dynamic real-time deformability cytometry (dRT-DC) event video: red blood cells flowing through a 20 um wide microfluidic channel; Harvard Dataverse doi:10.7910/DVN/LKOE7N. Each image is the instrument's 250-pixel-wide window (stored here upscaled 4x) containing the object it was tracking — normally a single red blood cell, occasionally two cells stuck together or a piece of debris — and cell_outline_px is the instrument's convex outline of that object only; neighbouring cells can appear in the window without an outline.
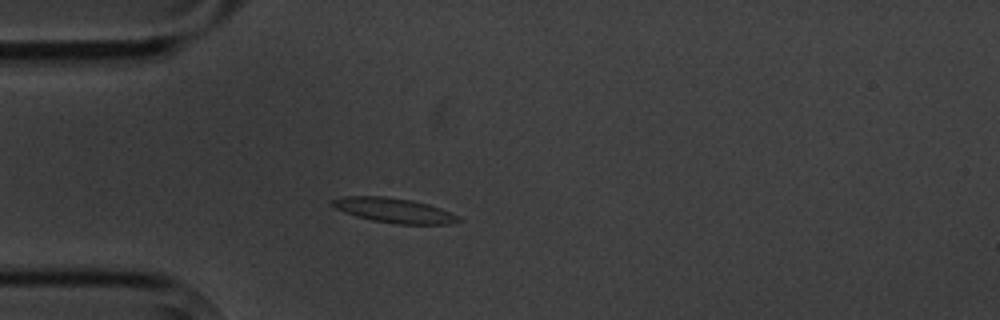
{"species": "common noctule bat (a hibernating species)", "species_latin": "Nyctalus noctula", "temperature_condition": "cold", "stored_images_in_passage": 1, "camera_frame_rate_fps": 3000, "um_per_image_px": 0.085, "animal": {"sex": "male", "body_mass_g": 20.1, "forearm_length_mm": 53.5}, "frame": {"image": 1, "passage_image": 1, "time_ms": 0.0, "image_size_px": [1000, 320], "cell_outline_px": [[464, 220], [448, 224], [396, 224], [372, 220], [356, 216], [344, 212], [328, 204], [332, 200], [344, 196], [384, 196], [412, 200], [428, 204], [440, 208], [460, 216]], "centroid_in_image_um": [33.5, 17.88], "position_along_channel_um": 51.5, "area_um2": 18.26}}